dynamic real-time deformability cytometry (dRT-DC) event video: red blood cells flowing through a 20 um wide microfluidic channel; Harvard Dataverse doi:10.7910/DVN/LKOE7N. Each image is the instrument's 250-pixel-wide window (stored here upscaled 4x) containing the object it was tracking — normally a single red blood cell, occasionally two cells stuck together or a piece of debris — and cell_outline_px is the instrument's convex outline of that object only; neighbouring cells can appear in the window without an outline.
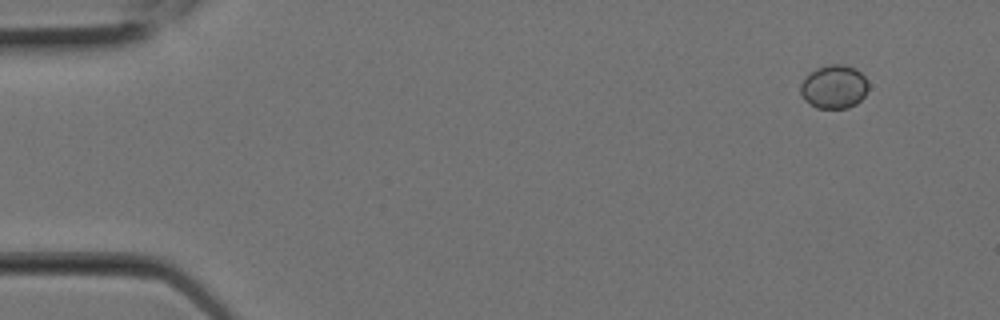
{"species": "Egyptian fruit bat (a non-hibernating species)", "species_latin": "Rousettus aegyptiacus", "temperature_condition": "room temperature", "stored_images_in_passage": 7, "camera_frame_rate_fps": 3000, "um_per_image_px": 0.085, "animal": {"sex": "female"}, "frame": {"image": 1, "passage_image": 1, "time_ms": 0.0, "image_size_px": [1000, 320], "cell_outline_px": [[868, 88], [864, 96], [856, 104], [848, 108], [816, 108], [804, 100], [800, 92], [800, 84], [816, 68], [828, 64], [844, 64], [856, 68], [864, 76], [868, 84]], "centroid_in_image_um": [70.9, 7.38], "position_along_channel_um": 14.1, "area_um2": 17.22}}
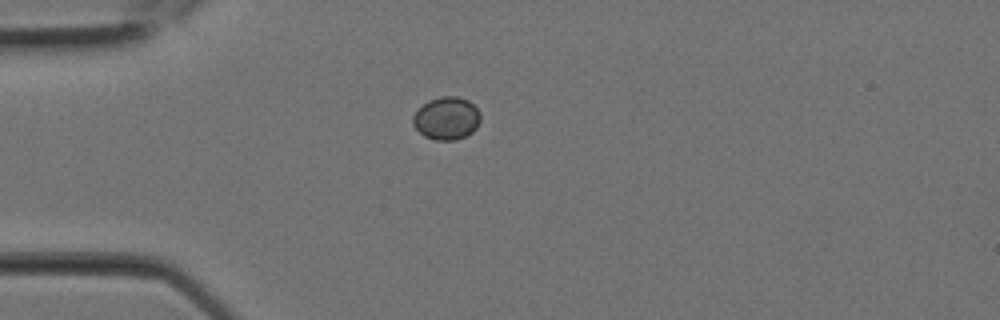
{"frame": {"image": 2, "passage_image": 5, "time_ms": 1.333, "image_size_px": [1000, 320], "cell_outline_px": [[480, 120], [476, 128], [472, 132], [456, 140], [436, 140], [424, 136], [412, 124], [412, 116], [428, 100], [440, 96], [456, 96], [468, 100], [480, 112]], "centroid_in_image_um": [37.95, 10.05], "position_along_channel_um": 47.0, "area_um2": 16.76}}
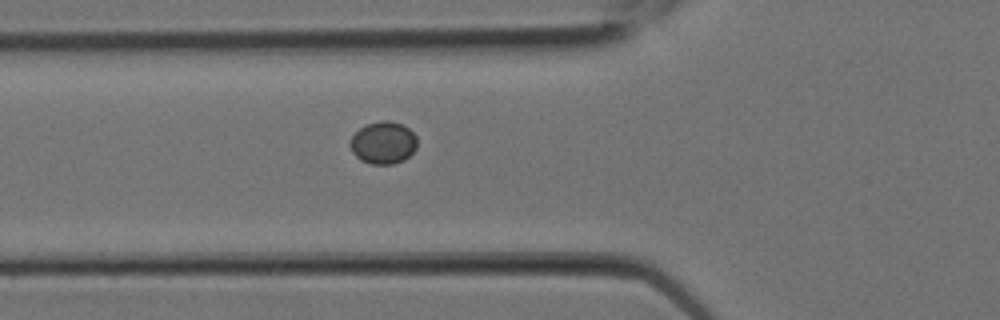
{"frame": {"image": 3, "passage_image": 7, "time_ms": 2.0, "image_size_px": [1000, 320], "cell_outline_px": [[416, 148], [404, 160], [392, 164], [372, 164], [360, 160], [352, 152], [348, 144], [352, 136], [360, 128], [368, 124], [380, 120], [388, 120], [400, 124], [408, 128], [416, 136]], "centroid_in_image_um": [32.55, 12.14], "position_along_channel_um": 93.2, "area_um2": 16.47}}